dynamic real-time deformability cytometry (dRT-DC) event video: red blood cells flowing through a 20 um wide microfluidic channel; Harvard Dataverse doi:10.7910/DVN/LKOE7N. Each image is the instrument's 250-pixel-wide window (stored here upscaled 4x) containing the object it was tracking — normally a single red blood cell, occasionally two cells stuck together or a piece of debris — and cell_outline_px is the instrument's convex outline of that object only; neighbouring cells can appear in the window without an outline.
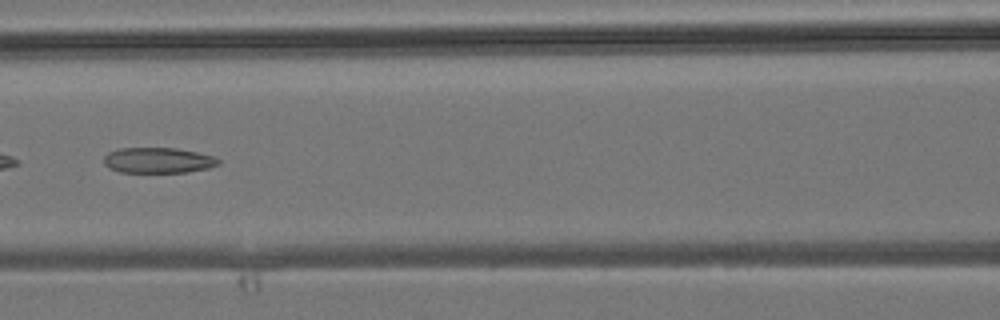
{"species": "common noctule bat (a hibernating species)", "species_latin": "Nyctalus noctula", "temperature_condition": "room temperature", "stored_images_in_passage": 8, "camera_frame_rate_fps": 3000, "um_per_image_px": 0.085, "animal": {"sex": "male", "body_mass_g": 19.2, "forearm_length_mm": 51.8}, "frame": {"image": 1, "passage_image": 8, "time_ms": 9.0, "image_size_px": [1000, 320], "cell_outline_px": [[220, 164], [208, 168], [188, 172], [120, 172], [108, 168], [104, 164], [104, 156], [108, 152], [120, 148], [176, 148], [196, 152], [212, 156], [220, 160]], "centroid_in_image_um": [13.42, 13.63], "position_along_channel_um": 153.2, "area_um2": 17.05}}